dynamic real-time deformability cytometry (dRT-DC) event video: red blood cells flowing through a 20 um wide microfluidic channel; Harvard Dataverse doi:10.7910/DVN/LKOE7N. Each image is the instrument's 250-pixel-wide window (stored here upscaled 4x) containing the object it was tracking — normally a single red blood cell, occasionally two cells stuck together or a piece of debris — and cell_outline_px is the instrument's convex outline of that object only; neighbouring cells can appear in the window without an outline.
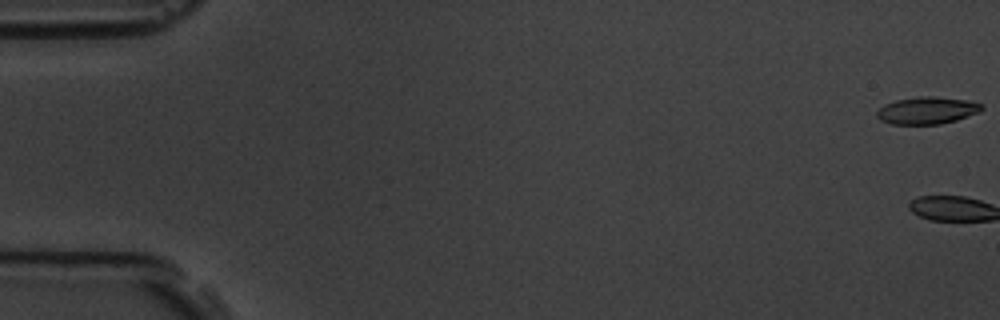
{"species": "common noctule bat (a hibernating species)", "species_latin": "Nyctalus noctula", "temperature_condition": "room temperature", "stored_images_in_passage": 3, "camera_frame_rate_fps": 3000, "um_per_image_px": 0.085, "animal": {"sex": "male", "body_mass_g": 19.5, "forearm_length_mm": 54.6}, "frame": {"image": 1, "passage_image": 1, "time_ms": 0.0, "image_size_px": [1000, 320], "cell_outline_px": [[984, 108], [980, 112], [956, 120], [940, 124], [892, 124], [880, 120], [876, 116], [876, 112], [884, 104], [896, 100], [916, 96], [932, 96], [964, 100], [980, 104]], "centroid_in_image_um": [78.76, 9.39], "position_along_channel_um": 6.2, "area_um2": 16.53}}